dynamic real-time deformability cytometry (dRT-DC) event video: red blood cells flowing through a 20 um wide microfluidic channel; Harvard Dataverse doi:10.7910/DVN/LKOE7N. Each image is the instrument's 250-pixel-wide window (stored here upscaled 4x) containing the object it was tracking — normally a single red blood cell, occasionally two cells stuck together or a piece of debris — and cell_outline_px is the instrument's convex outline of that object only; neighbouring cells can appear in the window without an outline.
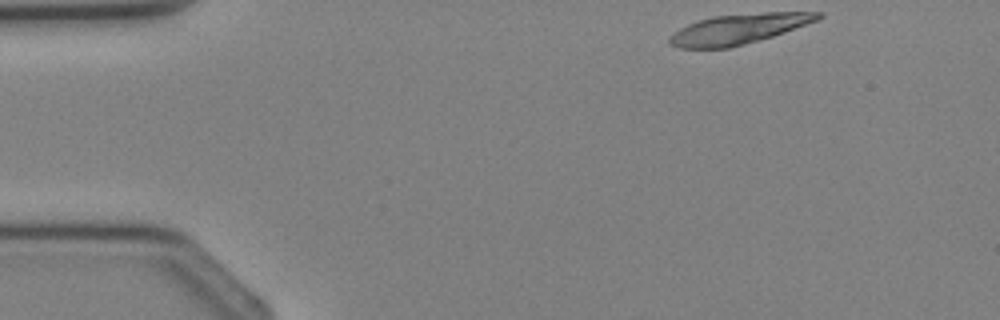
{"species": "Egyptian fruit bat (a non-hibernating species)", "species_latin": "Rousettus aegyptiacus", "temperature_condition": "cold", "stored_images_in_passage": 3, "camera_frame_rate_fps": 3000, "um_per_image_px": 0.085, "animal": {"sex": "female"}, "frame": {"image": 1, "passage_image": 1, "time_ms": 0.0, "image_size_px": [1000, 320], "cell_outline_px": [[824, 16], [816, 20], [784, 32], [772, 36], [728, 48], [680, 48], [668, 44], [668, 36], [680, 28], [688, 24], [712, 16], [764, 12], [820, 12]], "centroid_in_image_um": [62.72, 2.46], "position_along_channel_um": 22.3, "area_um2": 25.72}}